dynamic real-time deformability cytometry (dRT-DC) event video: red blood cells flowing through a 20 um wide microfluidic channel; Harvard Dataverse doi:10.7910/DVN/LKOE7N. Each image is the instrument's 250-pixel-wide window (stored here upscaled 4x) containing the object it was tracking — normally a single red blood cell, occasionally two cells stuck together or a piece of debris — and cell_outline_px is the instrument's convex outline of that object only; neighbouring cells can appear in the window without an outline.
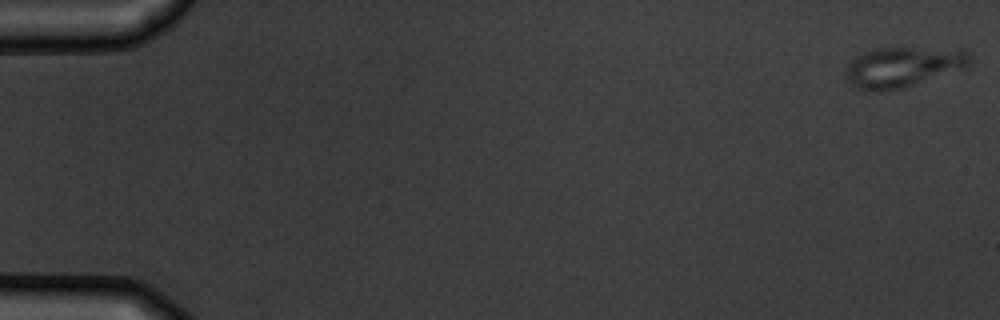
{"species": "common noctule bat (a hibernating species)", "species_latin": "Nyctalus noctula", "temperature_condition": "warm", "stored_images_in_passage": 7, "camera_frame_rate_fps": 3000, "um_per_image_px": 0.085, "animal": {"sex": "male", "body_mass_g": 19.5, "forearm_length_mm": 54.6}, "frame": {"image": 1, "passage_image": 1, "time_ms": 0.0, "image_size_px": [1000, 320], "cell_outline_px": [[972, 60], [968, 68], [900, 88], [884, 92], [864, 92], [856, 88], [844, 76], [844, 72], [848, 64], [856, 56], [864, 52], [876, 48], [964, 48], [968, 52]], "centroid_in_image_um": [76.77, 5.69], "position_along_channel_um": 8.2, "area_um2": 29.71}}
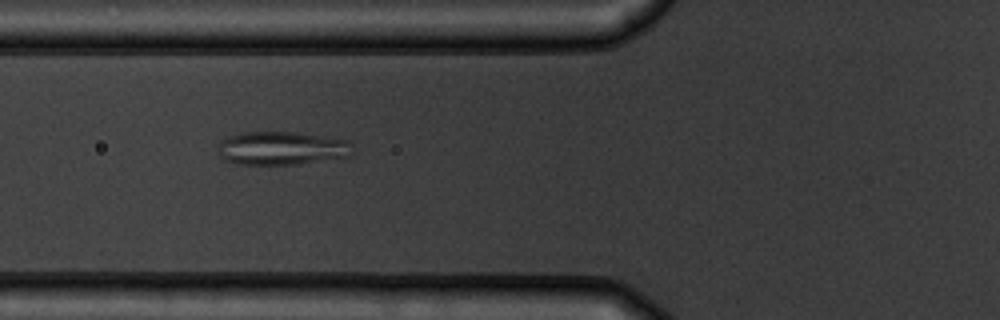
{"frame": {"image": 2, "passage_image": 7, "time_ms": 6.667, "image_size_px": [1000, 320], "cell_outline_px": [[352, 156], [300, 164], [236, 164], [224, 160], [220, 156], [220, 140], [228, 136], [240, 132], [296, 132], [348, 140], [352, 144]], "centroid_in_image_um": [23.97, 12.6], "position_along_channel_um": 101.8, "area_um2": 26.36}}